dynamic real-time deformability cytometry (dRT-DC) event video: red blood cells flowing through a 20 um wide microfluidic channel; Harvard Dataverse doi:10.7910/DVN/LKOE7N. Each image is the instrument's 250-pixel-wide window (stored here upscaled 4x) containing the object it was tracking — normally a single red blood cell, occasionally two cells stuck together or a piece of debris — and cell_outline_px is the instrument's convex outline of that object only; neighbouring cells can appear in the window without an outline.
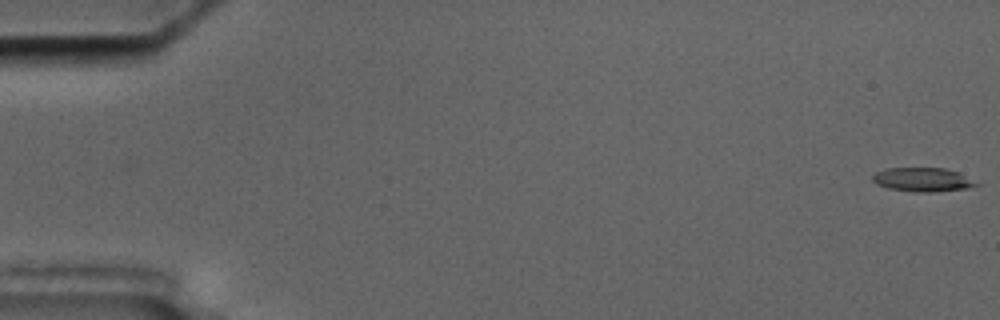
{"species": "common noctule bat (a hibernating species)", "species_latin": "Nyctalus noctula", "temperature_condition": "cold", "stored_images_in_passage": 58, "camera_frame_rate_fps": 3000, "um_per_image_px": 0.085, "animal": {"sex": "male", "body_mass_g": 17.5, "forearm_length_mm": 52.3}, "frame": {"image": 1, "passage_image": 1, "time_ms": 0.0, "image_size_px": [1000, 320], "cell_outline_px": [[980, 184], [968, 188], [932, 192], [912, 192], [888, 188], [876, 184], [872, 180], [872, 176], [876, 172], [884, 168], [944, 168], [960, 172]], "centroid_in_image_um": [78.41, 15.26], "position_along_channel_um": 6.6, "area_um2": 14.57}}
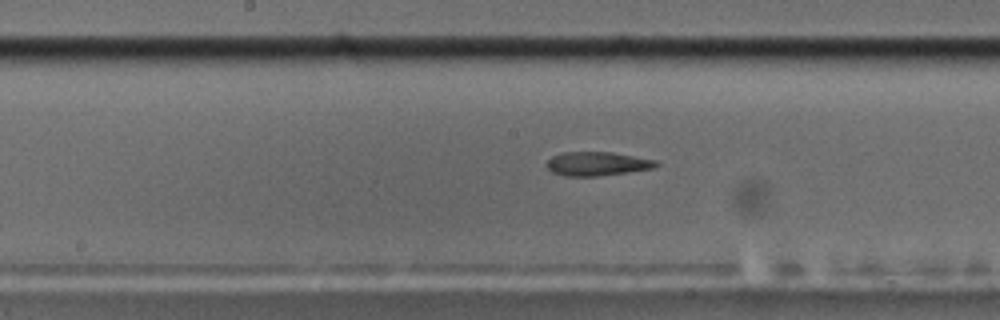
{"frame": {"image": 2, "passage_image": 30, "time_ms": 9.667, "image_size_px": [1000, 320], "cell_outline_px": [[660, 164], [652, 168], [628, 172], [596, 176], [564, 176], [552, 172], [544, 164], [552, 156], [564, 152], [612, 152], [656, 160]], "centroid_in_image_um": [50.73, 13.92], "position_along_channel_um": 197.5, "area_um2": 15.2}}
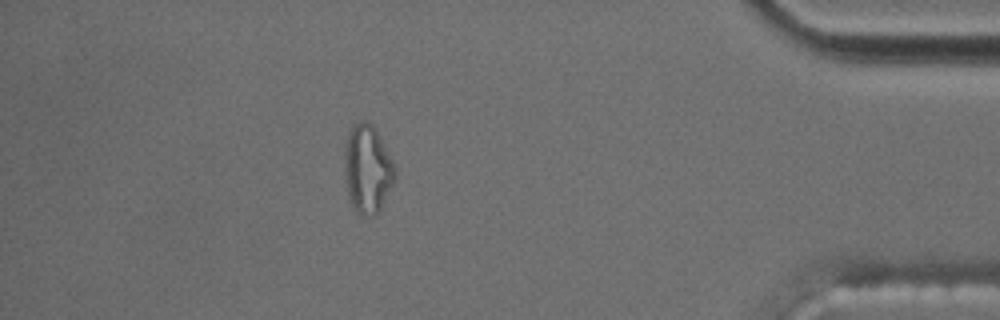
{"frame": {"image": 3, "passage_image": 51, "time_ms": 16.667, "image_size_px": [1000, 320], "cell_outline_px": [[396, 180], [380, 212], [376, 216], [360, 216], [356, 212], [348, 196], [344, 168], [344, 148], [348, 132], [352, 124], [360, 120], [368, 120], [376, 128], [396, 168]], "centroid_in_image_um": [31.25, 14.37], "position_along_channel_um": 404.0, "area_um2": 26.76}, "authors_computed_cell_mechanics": {"area_um2": 15.8372, "velocity_mm_per_s": 3.5625, "shape_relaxation_time_tau1_ms": null, "shape_relaxation_time_tau2_ms": 3.9545, "deformation_change_tau1": null, "deformation_change_tau2": 0.1299}}